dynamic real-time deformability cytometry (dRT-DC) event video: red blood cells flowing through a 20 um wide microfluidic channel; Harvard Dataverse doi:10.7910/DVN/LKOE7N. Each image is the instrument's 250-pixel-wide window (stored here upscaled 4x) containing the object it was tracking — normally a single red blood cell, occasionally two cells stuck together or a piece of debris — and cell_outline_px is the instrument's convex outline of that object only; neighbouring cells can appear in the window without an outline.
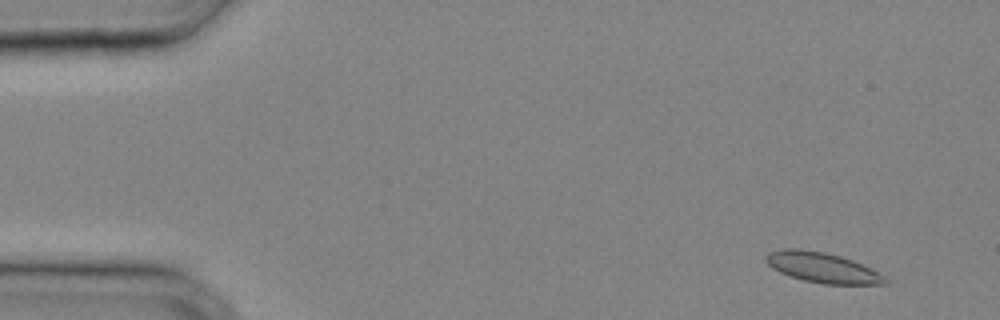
{"species": "common noctule bat (a hibernating species)", "species_latin": "Nyctalus noctula", "temperature_condition": "cold", "stored_images_in_passage": 34, "camera_frame_rate_fps": 3000, "um_per_image_px": 0.085, "animal": {"sex": "male", "body_mass_g": 20.4}, "frame": {"image": 1, "passage_image": 3, "time_ms": 0.667, "image_size_px": [1000, 320], "cell_outline_px": [[888, 284], [824, 284], [804, 280], [780, 272], [772, 268], [764, 260], [764, 256], [768, 252], [784, 248], [800, 248], [824, 252], [840, 256], [852, 260], [872, 268], [884, 276], [888, 280]], "centroid_in_image_um": [69.89, 22.73], "position_along_channel_um": 15.1, "area_um2": 21.04}}
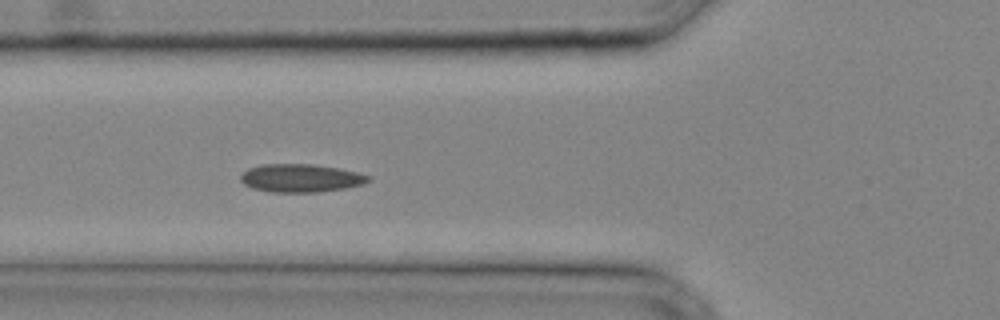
{"frame": {"image": 2, "passage_image": 13, "time_ms": 4.0, "image_size_px": [1000, 320], "cell_outline_px": [[372, 180], [360, 184], [344, 188], [316, 192], [272, 192], [252, 188], [244, 184], [240, 180], [240, 176], [248, 168], [260, 164], [316, 164], [340, 168], [372, 176]], "centroid_in_image_um": [25.56, 15.12], "position_along_channel_um": 100.2, "area_um2": 20.98}}
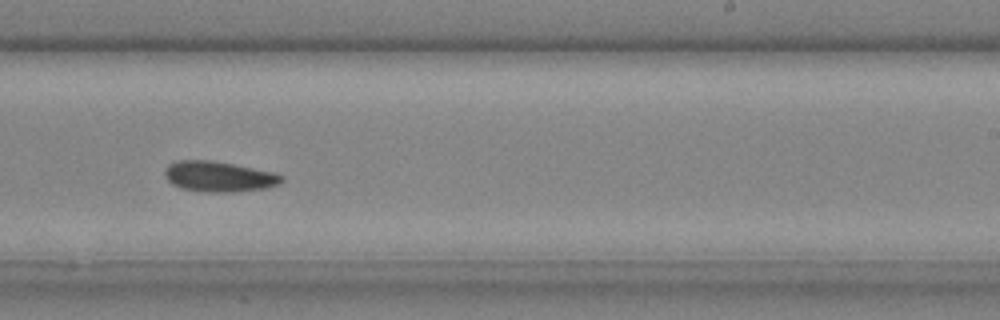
{"frame": {"image": 3, "passage_image": 22, "time_ms": 7.0, "image_size_px": [1000, 320], "cell_outline_px": [[284, 180], [280, 184], [264, 188], [232, 192], [208, 192], [180, 188], [172, 184], [168, 180], [164, 172], [168, 164], [176, 160], [212, 160], [276, 172], [284, 176]], "centroid_in_image_um": [18.63, 15.0], "position_along_channel_um": 270.4, "area_um2": 20.87}}